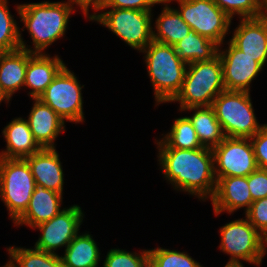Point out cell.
<instances>
[{
	"instance_id": "cell-15",
	"label": "cell",
	"mask_w": 267,
	"mask_h": 267,
	"mask_svg": "<svg viewBox=\"0 0 267 267\" xmlns=\"http://www.w3.org/2000/svg\"><path fill=\"white\" fill-rule=\"evenodd\" d=\"M210 201L212 202L213 213L217 217L222 212L231 215L242 208L245 213L253 202L248 186V176L218 178L214 195Z\"/></svg>"
},
{
	"instance_id": "cell-37",
	"label": "cell",
	"mask_w": 267,
	"mask_h": 267,
	"mask_svg": "<svg viewBox=\"0 0 267 267\" xmlns=\"http://www.w3.org/2000/svg\"><path fill=\"white\" fill-rule=\"evenodd\" d=\"M138 267H155L153 261L149 256H147Z\"/></svg>"
},
{
	"instance_id": "cell-10",
	"label": "cell",
	"mask_w": 267,
	"mask_h": 267,
	"mask_svg": "<svg viewBox=\"0 0 267 267\" xmlns=\"http://www.w3.org/2000/svg\"><path fill=\"white\" fill-rule=\"evenodd\" d=\"M80 81L65 65L40 96V100L51 107L64 121L73 124L85 122L83 94Z\"/></svg>"
},
{
	"instance_id": "cell-30",
	"label": "cell",
	"mask_w": 267,
	"mask_h": 267,
	"mask_svg": "<svg viewBox=\"0 0 267 267\" xmlns=\"http://www.w3.org/2000/svg\"><path fill=\"white\" fill-rule=\"evenodd\" d=\"M232 20L235 15L239 19L257 18L264 15L260 0H213Z\"/></svg>"
},
{
	"instance_id": "cell-33",
	"label": "cell",
	"mask_w": 267,
	"mask_h": 267,
	"mask_svg": "<svg viewBox=\"0 0 267 267\" xmlns=\"http://www.w3.org/2000/svg\"><path fill=\"white\" fill-rule=\"evenodd\" d=\"M248 186L252 201L267 197V169L257 168L249 174Z\"/></svg>"
},
{
	"instance_id": "cell-1",
	"label": "cell",
	"mask_w": 267,
	"mask_h": 267,
	"mask_svg": "<svg viewBox=\"0 0 267 267\" xmlns=\"http://www.w3.org/2000/svg\"><path fill=\"white\" fill-rule=\"evenodd\" d=\"M159 169L163 178L177 191L206 201L216 189L212 149L157 148ZM209 198V199H208Z\"/></svg>"
},
{
	"instance_id": "cell-3",
	"label": "cell",
	"mask_w": 267,
	"mask_h": 267,
	"mask_svg": "<svg viewBox=\"0 0 267 267\" xmlns=\"http://www.w3.org/2000/svg\"><path fill=\"white\" fill-rule=\"evenodd\" d=\"M141 53L154 91V106L170 103L181 90L188 64L174 46L154 40Z\"/></svg>"
},
{
	"instance_id": "cell-4",
	"label": "cell",
	"mask_w": 267,
	"mask_h": 267,
	"mask_svg": "<svg viewBox=\"0 0 267 267\" xmlns=\"http://www.w3.org/2000/svg\"><path fill=\"white\" fill-rule=\"evenodd\" d=\"M225 91L219 55L210 61L189 63L181 90L170 102H179V111L190 107L212 106Z\"/></svg>"
},
{
	"instance_id": "cell-39",
	"label": "cell",
	"mask_w": 267,
	"mask_h": 267,
	"mask_svg": "<svg viewBox=\"0 0 267 267\" xmlns=\"http://www.w3.org/2000/svg\"><path fill=\"white\" fill-rule=\"evenodd\" d=\"M224 267H244L243 263H228Z\"/></svg>"
},
{
	"instance_id": "cell-6",
	"label": "cell",
	"mask_w": 267,
	"mask_h": 267,
	"mask_svg": "<svg viewBox=\"0 0 267 267\" xmlns=\"http://www.w3.org/2000/svg\"><path fill=\"white\" fill-rule=\"evenodd\" d=\"M220 251L230 256L228 263L261 266L267 254V239L245 217L223 225L220 229ZM243 261V262H242Z\"/></svg>"
},
{
	"instance_id": "cell-12",
	"label": "cell",
	"mask_w": 267,
	"mask_h": 267,
	"mask_svg": "<svg viewBox=\"0 0 267 267\" xmlns=\"http://www.w3.org/2000/svg\"><path fill=\"white\" fill-rule=\"evenodd\" d=\"M212 151L216 180L221 177H245L258 168L250 138L225 137Z\"/></svg>"
},
{
	"instance_id": "cell-38",
	"label": "cell",
	"mask_w": 267,
	"mask_h": 267,
	"mask_svg": "<svg viewBox=\"0 0 267 267\" xmlns=\"http://www.w3.org/2000/svg\"><path fill=\"white\" fill-rule=\"evenodd\" d=\"M3 101L8 104L10 102V99L5 95V93L1 90V87H0V104Z\"/></svg>"
},
{
	"instance_id": "cell-18",
	"label": "cell",
	"mask_w": 267,
	"mask_h": 267,
	"mask_svg": "<svg viewBox=\"0 0 267 267\" xmlns=\"http://www.w3.org/2000/svg\"><path fill=\"white\" fill-rule=\"evenodd\" d=\"M65 65L58 55L29 52L24 83V88L30 89L27 94L29 98L39 99Z\"/></svg>"
},
{
	"instance_id": "cell-19",
	"label": "cell",
	"mask_w": 267,
	"mask_h": 267,
	"mask_svg": "<svg viewBox=\"0 0 267 267\" xmlns=\"http://www.w3.org/2000/svg\"><path fill=\"white\" fill-rule=\"evenodd\" d=\"M63 194L36 186L26 211L14 222V226L34 228L40 223L49 221L63 209Z\"/></svg>"
},
{
	"instance_id": "cell-21",
	"label": "cell",
	"mask_w": 267,
	"mask_h": 267,
	"mask_svg": "<svg viewBox=\"0 0 267 267\" xmlns=\"http://www.w3.org/2000/svg\"><path fill=\"white\" fill-rule=\"evenodd\" d=\"M29 51L19 48L0 53V87L11 100L25 83Z\"/></svg>"
},
{
	"instance_id": "cell-25",
	"label": "cell",
	"mask_w": 267,
	"mask_h": 267,
	"mask_svg": "<svg viewBox=\"0 0 267 267\" xmlns=\"http://www.w3.org/2000/svg\"><path fill=\"white\" fill-rule=\"evenodd\" d=\"M179 58L185 63L210 61L218 55L219 45L190 29L188 35L174 45Z\"/></svg>"
},
{
	"instance_id": "cell-7",
	"label": "cell",
	"mask_w": 267,
	"mask_h": 267,
	"mask_svg": "<svg viewBox=\"0 0 267 267\" xmlns=\"http://www.w3.org/2000/svg\"><path fill=\"white\" fill-rule=\"evenodd\" d=\"M152 12L103 8L91 21L108 28L132 49L141 52L153 41Z\"/></svg>"
},
{
	"instance_id": "cell-22",
	"label": "cell",
	"mask_w": 267,
	"mask_h": 267,
	"mask_svg": "<svg viewBox=\"0 0 267 267\" xmlns=\"http://www.w3.org/2000/svg\"><path fill=\"white\" fill-rule=\"evenodd\" d=\"M160 14L156 17L155 25L153 24V40L174 46L178 41L185 38L190 26L182 19L177 9L170 6L168 0L162 2Z\"/></svg>"
},
{
	"instance_id": "cell-16",
	"label": "cell",
	"mask_w": 267,
	"mask_h": 267,
	"mask_svg": "<svg viewBox=\"0 0 267 267\" xmlns=\"http://www.w3.org/2000/svg\"><path fill=\"white\" fill-rule=\"evenodd\" d=\"M32 100L33 106L26 120L33 137L41 148H56V138L65 131L66 121L40 99Z\"/></svg>"
},
{
	"instance_id": "cell-40",
	"label": "cell",
	"mask_w": 267,
	"mask_h": 267,
	"mask_svg": "<svg viewBox=\"0 0 267 267\" xmlns=\"http://www.w3.org/2000/svg\"><path fill=\"white\" fill-rule=\"evenodd\" d=\"M260 2H261V6L264 10V14L267 15V0H260Z\"/></svg>"
},
{
	"instance_id": "cell-27",
	"label": "cell",
	"mask_w": 267,
	"mask_h": 267,
	"mask_svg": "<svg viewBox=\"0 0 267 267\" xmlns=\"http://www.w3.org/2000/svg\"><path fill=\"white\" fill-rule=\"evenodd\" d=\"M8 262L13 267H64L61 256L37 248L9 246Z\"/></svg>"
},
{
	"instance_id": "cell-8",
	"label": "cell",
	"mask_w": 267,
	"mask_h": 267,
	"mask_svg": "<svg viewBox=\"0 0 267 267\" xmlns=\"http://www.w3.org/2000/svg\"><path fill=\"white\" fill-rule=\"evenodd\" d=\"M35 188L25 159L0 158V199L13 223L26 211Z\"/></svg>"
},
{
	"instance_id": "cell-23",
	"label": "cell",
	"mask_w": 267,
	"mask_h": 267,
	"mask_svg": "<svg viewBox=\"0 0 267 267\" xmlns=\"http://www.w3.org/2000/svg\"><path fill=\"white\" fill-rule=\"evenodd\" d=\"M183 111L193 112L191 116L186 117L192 123L203 147L213 149L225 139L226 136L212 106L190 107L181 110Z\"/></svg>"
},
{
	"instance_id": "cell-14",
	"label": "cell",
	"mask_w": 267,
	"mask_h": 267,
	"mask_svg": "<svg viewBox=\"0 0 267 267\" xmlns=\"http://www.w3.org/2000/svg\"><path fill=\"white\" fill-rule=\"evenodd\" d=\"M228 39L241 52L252 57L263 67L267 62V15L240 19Z\"/></svg>"
},
{
	"instance_id": "cell-20",
	"label": "cell",
	"mask_w": 267,
	"mask_h": 267,
	"mask_svg": "<svg viewBox=\"0 0 267 267\" xmlns=\"http://www.w3.org/2000/svg\"><path fill=\"white\" fill-rule=\"evenodd\" d=\"M6 148L1 150L0 158L24 159L42 148L35 141L29 128L28 121L22 117H16L2 130Z\"/></svg>"
},
{
	"instance_id": "cell-29",
	"label": "cell",
	"mask_w": 267,
	"mask_h": 267,
	"mask_svg": "<svg viewBox=\"0 0 267 267\" xmlns=\"http://www.w3.org/2000/svg\"><path fill=\"white\" fill-rule=\"evenodd\" d=\"M148 256L155 267H204L187 252L170 250L160 246L148 249Z\"/></svg>"
},
{
	"instance_id": "cell-32",
	"label": "cell",
	"mask_w": 267,
	"mask_h": 267,
	"mask_svg": "<svg viewBox=\"0 0 267 267\" xmlns=\"http://www.w3.org/2000/svg\"><path fill=\"white\" fill-rule=\"evenodd\" d=\"M244 214L247 220L267 239V197L253 201Z\"/></svg>"
},
{
	"instance_id": "cell-5",
	"label": "cell",
	"mask_w": 267,
	"mask_h": 267,
	"mask_svg": "<svg viewBox=\"0 0 267 267\" xmlns=\"http://www.w3.org/2000/svg\"><path fill=\"white\" fill-rule=\"evenodd\" d=\"M212 107L226 137L251 138L265 124H259L250 92L223 91Z\"/></svg>"
},
{
	"instance_id": "cell-41",
	"label": "cell",
	"mask_w": 267,
	"mask_h": 267,
	"mask_svg": "<svg viewBox=\"0 0 267 267\" xmlns=\"http://www.w3.org/2000/svg\"><path fill=\"white\" fill-rule=\"evenodd\" d=\"M0 267H13L9 262H7L6 264H4V266H0Z\"/></svg>"
},
{
	"instance_id": "cell-13",
	"label": "cell",
	"mask_w": 267,
	"mask_h": 267,
	"mask_svg": "<svg viewBox=\"0 0 267 267\" xmlns=\"http://www.w3.org/2000/svg\"><path fill=\"white\" fill-rule=\"evenodd\" d=\"M226 48L219 45L218 55L222 64L223 84L226 91L250 92L251 83L263 71V66L241 52L229 40Z\"/></svg>"
},
{
	"instance_id": "cell-2",
	"label": "cell",
	"mask_w": 267,
	"mask_h": 267,
	"mask_svg": "<svg viewBox=\"0 0 267 267\" xmlns=\"http://www.w3.org/2000/svg\"><path fill=\"white\" fill-rule=\"evenodd\" d=\"M20 22L29 32L33 49L23 37V27L20 28V48L31 53H43L53 43L66 34L69 19L74 13V8L68 1L17 4L15 7ZM23 28V29H22ZM22 29V30H21ZM22 31V32H21ZM27 44V45H26Z\"/></svg>"
},
{
	"instance_id": "cell-26",
	"label": "cell",
	"mask_w": 267,
	"mask_h": 267,
	"mask_svg": "<svg viewBox=\"0 0 267 267\" xmlns=\"http://www.w3.org/2000/svg\"><path fill=\"white\" fill-rule=\"evenodd\" d=\"M162 138L155 139L156 148L198 149L202 148L197 133L190 120L184 116L174 119L168 133Z\"/></svg>"
},
{
	"instance_id": "cell-11",
	"label": "cell",
	"mask_w": 267,
	"mask_h": 267,
	"mask_svg": "<svg viewBox=\"0 0 267 267\" xmlns=\"http://www.w3.org/2000/svg\"><path fill=\"white\" fill-rule=\"evenodd\" d=\"M84 212L82 208L74 204L51 218L49 221L38 224L33 229L41 232L34 246L37 249L58 255V249H62L80 233ZM56 251V252H55Z\"/></svg>"
},
{
	"instance_id": "cell-36",
	"label": "cell",
	"mask_w": 267,
	"mask_h": 267,
	"mask_svg": "<svg viewBox=\"0 0 267 267\" xmlns=\"http://www.w3.org/2000/svg\"><path fill=\"white\" fill-rule=\"evenodd\" d=\"M70 5L74 8L75 10V6L76 9L79 7L82 14L84 15V17L87 18V20L89 19V21H91L102 9H103V5L105 0H67ZM90 8H92L93 13H89L90 12Z\"/></svg>"
},
{
	"instance_id": "cell-24",
	"label": "cell",
	"mask_w": 267,
	"mask_h": 267,
	"mask_svg": "<svg viewBox=\"0 0 267 267\" xmlns=\"http://www.w3.org/2000/svg\"><path fill=\"white\" fill-rule=\"evenodd\" d=\"M100 255L97 242L89 231H86L76 235L64 249L61 259L64 267H98Z\"/></svg>"
},
{
	"instance_id": "cell-28",
	"label": "cell",
	"mask_w": 267,
	"mask_h": 267,
	"mask_svg": "<svg viewBox=\"0 0 267 267\" xmlns=\"http://www.w3.org/2000/svg\"><path fill=\"white\" fill-rule=\"evenodd\" d=\"M8 0H0V53L20 48V27L8 7Z\"/></svg>"
},
{
	"instance_id": "cell-35",
	"label": "cell",
	"mask_w": 267,
	"mask_h": 267,
	"mask_svg": "<svg viewBox=\"0 0 267 267\" xmlns=\"http://www.w3.org/2000/svg\"><path fill=\"white\" fill-rule=\"evenodd\" d=\"M164 0H105L103 8H122L140 11H153L154 5Z\"/></svg>"
},
{
	"instance_id": "cell-31",
	"label": "cell",
	"mask_w": 267,
	"mask_h": 267,
	"mask_svg": "<svg viewBox=\"0 0 267 267\" xmlns=\"http://www.w3.org/2000/svg\"><path fill=\"white\" fill-rule=\"evenodd\" d=\"M147 256L148 249H143L137 253L136 251L113 248L108 251L102 267H138Z\"/></svg>"
},
{
	"instance_id": "cell-9",
	"label": "cell",
	"mask_w": 267,
	"mask_h": 267,
	"mask_svg": "<svg viewBox=\"0 0 267 267\" xmlns=\"http://www.w3.org/2000/svg\"><path fill=\"white\" fill-rule=\"evenodd\" d=\"M177 2L182 19L198 34L225 45L232 19L213 0H168ZM229 32V33H228Z\"/></svg>"
},
{
	"instance_id": "cell-17",
	"label": "cell",
	"mask_w": 267,
	"mask_h": 267,
	"mask_svg": "<svg viewBox=\"0 0 267 267\" xmlns=\"http://www.w3.org/2000/svg\"><path fill=\"white\" fill-rule=\"evenodd\" d=\"M59 157L56 148H42L24 159L28 162L36 186L63 194L64 172Z\"/></svg>"
},
{
	"instance_id": "cell-34",
	"label": "cell",
	"mask_w": 267,
	"mask_h": 267,
	"mask_svg": "<svg viewBox=\"0 0 267 267\" xmlns=\"http://www.w3.org/2000/svg\"><path fill=\"white\" fill-rule=\"evenodd\" d=\"M258 168L267 169V124L250 138Z\"/></svg>"
}]
</instances>
